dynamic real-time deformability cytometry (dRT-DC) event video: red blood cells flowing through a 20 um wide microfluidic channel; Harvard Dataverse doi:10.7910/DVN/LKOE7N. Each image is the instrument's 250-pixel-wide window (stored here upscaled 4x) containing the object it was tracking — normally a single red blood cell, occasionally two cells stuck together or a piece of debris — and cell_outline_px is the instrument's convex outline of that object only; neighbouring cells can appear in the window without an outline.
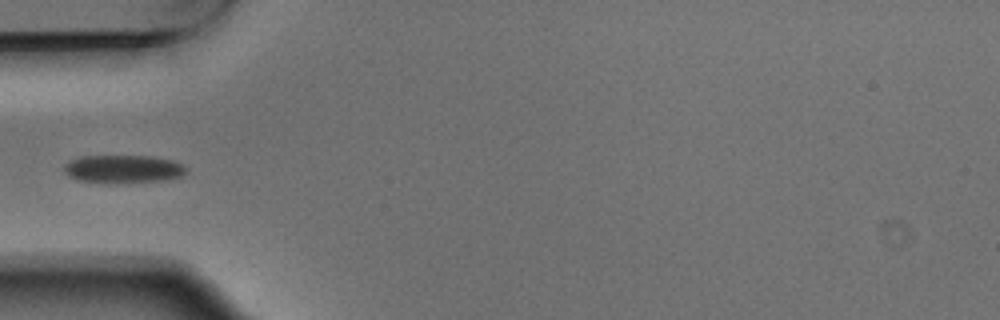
{"species": "Egyptian fruit bat (a non-hibernating species)", "species_latin": "Rousettus aegyptiacus", "temperature_condition": "warm", "stored_images_in_passage": 1, "camera_frame_rate_fps": 3000, "um_per_image_px": 0.085, "animal": {"sex": "male"}, "frame": {"image": 1, "passage_image": 1, "time_ms": 0.0, "image_size_px": [1000, 320], "cell_outline_px": [[188, 172], [184, 176], [164, 180], [116, 184], [108, 184], [80, 180], [68, 176], [64, 172], [64, 164], [68, 160], [80, 156], [152, 156], [172, 160], [184, 164], [188, 168]], "centroid_in_image_um": [10.5, 14.37], "position_along_channel_um": 74.5, "area_um2": 20.58}}